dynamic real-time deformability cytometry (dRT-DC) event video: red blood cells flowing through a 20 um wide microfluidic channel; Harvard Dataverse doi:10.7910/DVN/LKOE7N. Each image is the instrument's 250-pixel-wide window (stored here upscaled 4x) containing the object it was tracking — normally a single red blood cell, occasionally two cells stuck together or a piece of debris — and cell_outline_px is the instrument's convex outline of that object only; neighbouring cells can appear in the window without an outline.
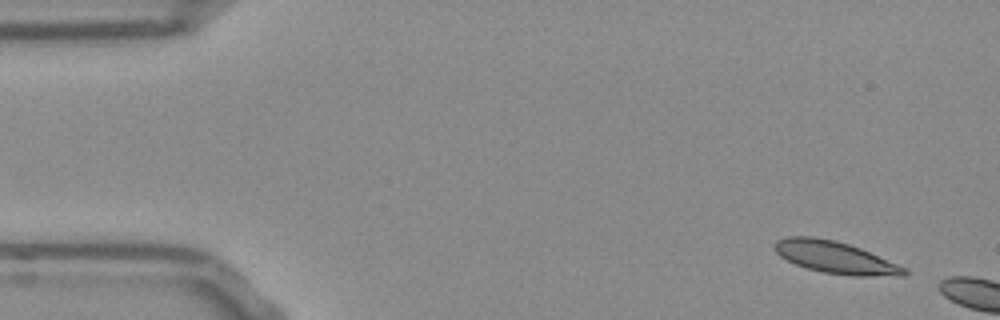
{"species": "Egyptian fruit bat (a non-hibernating species)", "species_latin": "Rousettus aegyptiacus", "temperature_condition": "room temperature", "stored_images_in_passage": 4, "camera_frame_rate_fps": 3000, "um_per_image_px": 0.085, "frame": {"image": 1, "passage_image": 1, "time_ms": 0.0, "image_size_px": [1000, 320], "cell_outline_px": [[908, 272], [904, 276], [852, 276], [824, 272], [808, 268], [796, 264], [780, 256], [772, 248], [772, 244], [776, 240], [788, 236], [812, 236], [836, 240], [860, 248], [908, 268]], "centroid_in_image_um": [71.0, 21.87], "position_along_channel_um": 14.0, "area_um2": 24.33}}